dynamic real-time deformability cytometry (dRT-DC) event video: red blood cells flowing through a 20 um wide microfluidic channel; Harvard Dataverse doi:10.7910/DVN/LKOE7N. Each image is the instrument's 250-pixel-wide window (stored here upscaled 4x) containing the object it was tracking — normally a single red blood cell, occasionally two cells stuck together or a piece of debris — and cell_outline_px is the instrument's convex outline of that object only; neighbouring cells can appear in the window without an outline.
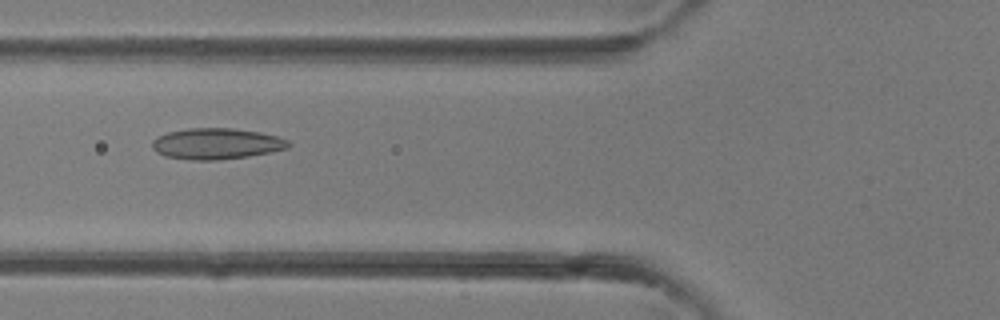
{"species": "common noctule bat (a hibernating species)", "species_latin": "Nyctalus noctula", "temperature_condition": "room temperature", "stored_images_in_passage": 38, "camera_frame_rate_fps": 3000, "um_per_image_px": 0.085, "animal": {"sex": "female"}, "frame": {"image": 1, "passage_image": 14, "time_ms": 4.333, "image_size_px": [1000, 320], "cell_outline_px": [[292, 144], [288, 148], [248, 156], [216, 160], [192, 160], [164, 156], [156, 152], [152, 148], [152, 140], [168, 132], [188, 128], [232, 128], [260, 132], [276, 136], [288, 140]], "centroid_in_image_um": [18.39, 12.21], "position_along_channel_um": 107.4, "area_um2": 24.57}}
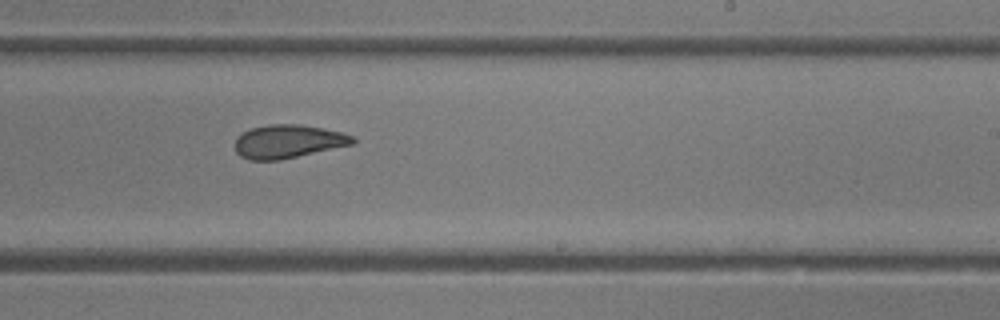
{"frame": {"image": 2, "passage_image": 23, "time_ms": 7.333, "image_size_px": [1000, 320], "cell_outline_px": [[356, 140], [352, 144], [280, 160], [248, 160], [240, 156], [236, 152], [236, 136], [252, 128], [268, 124], [300, 124], [324, 128], [344, 132], [356, 136]], "centroid_in_image_um": [24.51, 12.01], "position_along_channel_um": 264.5, "area_um2": 23.0}}
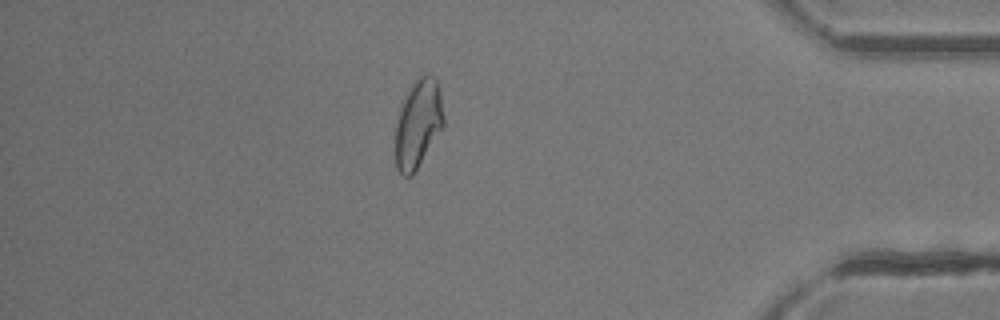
{"frame": {"image": 3, "passage_image": 33, "time_ms": 10.667, "image_size_px": [1000, 320], "cell_outline_px": [[444, 124], [412, 176], [404, 176], [396, 168], [396, 120], [400, 104], [404, 96], [412, 84], [424, 72], [428, 72], [436, 80], [440, 92], [444, 120]], "centroid_in_image_um": [35.52, 10.47], "position_along_channel_um": 399.7, "area_um2": 24.68}}